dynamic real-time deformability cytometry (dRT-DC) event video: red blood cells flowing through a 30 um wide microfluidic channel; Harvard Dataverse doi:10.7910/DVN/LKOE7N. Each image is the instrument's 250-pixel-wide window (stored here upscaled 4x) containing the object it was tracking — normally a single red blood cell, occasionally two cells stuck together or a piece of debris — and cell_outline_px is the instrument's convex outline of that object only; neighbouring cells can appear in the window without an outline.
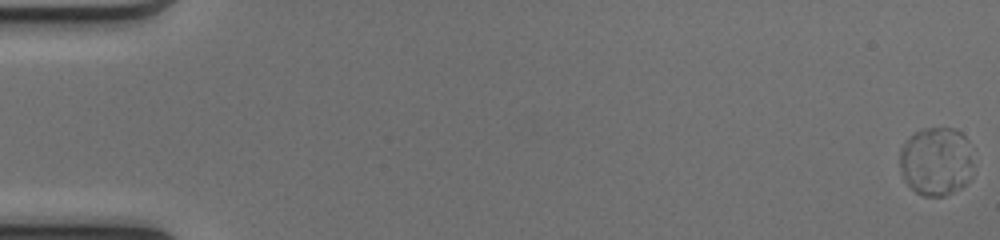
{"species": "common noctule bat (a hibernating species)", "species_latin": "Nyctalus noctula", "temperature_condition": "cold", "stored_images_in_passage": 53, "camera_frame_rate_fps": 3000, "um_per_image_px": 0.085, "animal": {"sex": "female", "body_mass_g": 17.0, "forearm_length_mm": 48.0}, "frame": {"image": 1, "passage_image": 1, "time_ms": 0.0, "image_size_px": [1000, 240], "cell_outline_px": [[972, 176], [960, 188], [944, 196], [924, 196], [916, 192], [908, 184], [900, 168], [900, 148], [916, 132], [924, 128], [956, 128], [968, 140], [972, 164]], "centroid_in_image_um": [79.59, 13.71], "position_along_channel_um": 5.4, "area_um2": 29.25}}
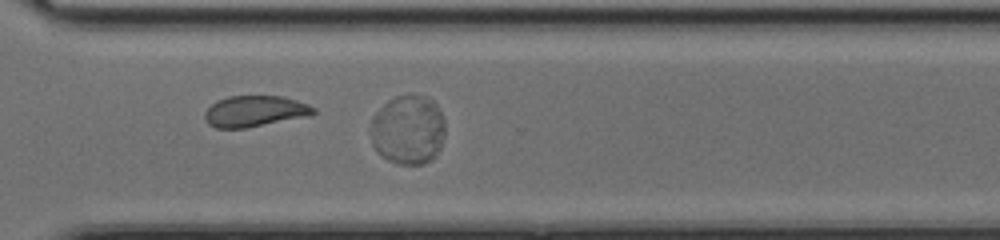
{"frame": {"image": 2, "passage_image": 40, "time_ms": 13.0, "image_size_px": [1000, 240], "cell_outline_px": [[316, 112], [300, 116], [244, 128], [216, 128], [208, 124], [204, 120], [204, 112], [216, 100], [228, 96], [280, 96], [296, 100], [308, 104], [316, 108]], "centroid_in_image_um": [21.55, 9.43], "position_along_channel_um": 349.0, "area_um2": 19.19}}
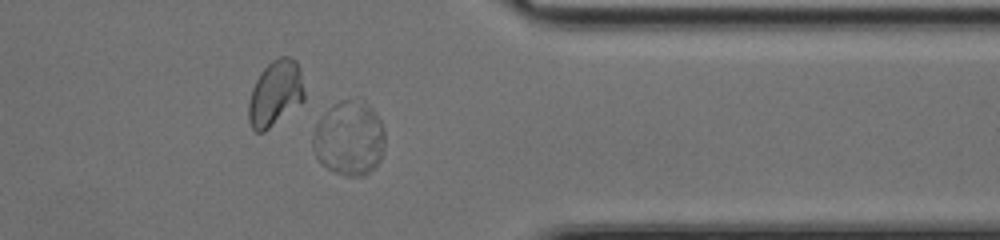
{"frame": {"image": 3, "passage_image": 44, "time_ms": 14.333, "image_size_px": [1000, 240], "cell_outline_px": [[384, 152], [376, 168], [364, 176], [344, 176], [320, 164], [312, 148], [312, 140], [316, 124], [324, 112], [332, 104], [340, 100], [356, 96], [360, 96], [372, 108], [380, 120], [384, 132]], "centroid_in_image_um": [29.69, 11.73], "position_along_channel_um": 381.7, "area_um2": 32.14}}